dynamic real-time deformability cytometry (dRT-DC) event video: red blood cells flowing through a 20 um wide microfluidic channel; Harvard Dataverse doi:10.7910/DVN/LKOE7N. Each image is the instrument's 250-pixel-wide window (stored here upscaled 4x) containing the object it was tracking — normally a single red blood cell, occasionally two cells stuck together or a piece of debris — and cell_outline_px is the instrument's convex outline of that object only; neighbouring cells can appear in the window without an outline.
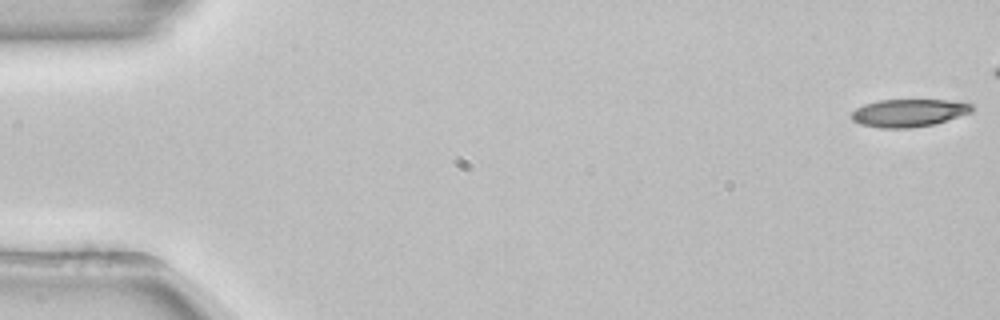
{"species": "common noctule bat (a hibernating species)", "species_latin": "Nyctalus noctula", "temperature_condition": "room temperature", "stored_images_in_passage": 47, "camera_frame_rate_fps": 3000, "um_per_image_px": 0.085, "animal": {"sex": "female", "body_mass_g": 22.7, "forearm_length_mm": 54.2}, "frame": {"image": 1, "passage_image": 1, "time_ms": 0.0, "image_size_px": [1000, 320], "cell_outline_px": [[976, 108], [972, 112], [936, 124], [912, 128], [880, 128], [860, 124], [852, 120], [848, 116], [856, 108], [864, 104], [876, 100], [948, 100], [972, 104]], "centroid_in_image_um": [77.23, 9.6], "position_along_channel_um": 7.8, "area_um2": 19.77}}
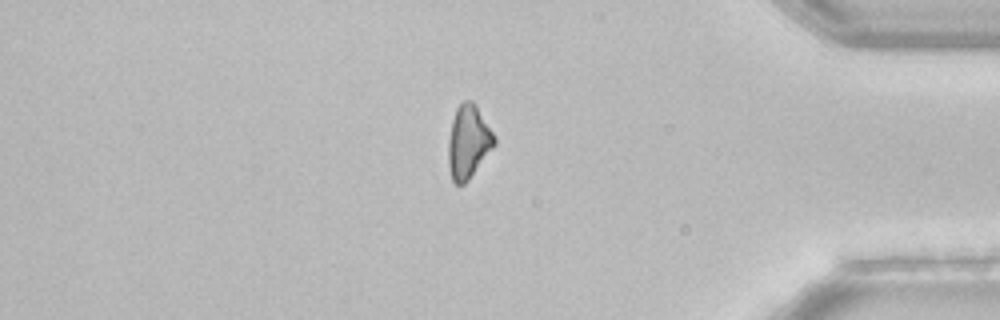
{"frame": {"image": 2, "passage_image": 45, "time_ms": 14.667, "image_size_px": [1000, 320], "cell_outline_px": [[496, 144], [468, 180], [464, 184], [456, 184], [452, 180], [448, 168], [448, 140], [452, 120], [456, 108], [464, 100], [472, 100], [476, 104], [496, 136]], "centroid_in_image_um": [39.81, 12.04], "position_along_channel_um": 395.4, "area_um2": 19.83}, "authors_computed_cell_mechanics": {"area_um2": 20.6924, "velocity_mm_per_s": 3.8936, "shape_relaxation_time_tau1_ms": 5.4909, "shape_relaxation_time_tau2_ms": null, "deformation_change_tau1": 0.1465, "deformation_change_tau2": null}}